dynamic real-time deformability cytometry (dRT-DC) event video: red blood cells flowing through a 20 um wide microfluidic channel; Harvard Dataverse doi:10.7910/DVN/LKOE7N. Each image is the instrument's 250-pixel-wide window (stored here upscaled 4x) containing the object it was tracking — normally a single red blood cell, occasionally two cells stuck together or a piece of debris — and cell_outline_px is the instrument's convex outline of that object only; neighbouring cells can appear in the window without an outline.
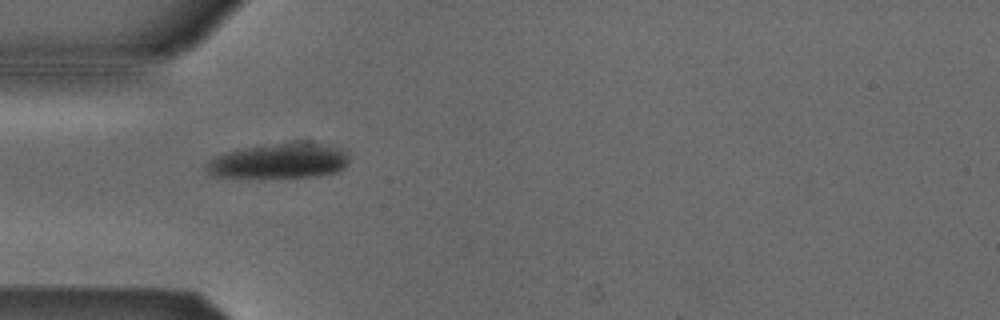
{"species": "Egyptian fruit bat (a non-hibernating species)", "species_latin": "Rousettus aegyptiacus", "temperature_condition": "cold", "stored_images_in_passage": 31, "camera_frame_rate_fps": 3000, "um_per_image_px": 0.085, "animal": {"sex": "male"}, "frame": {"image": 1, "passage_image": 1, "time_ms": 0.0, "image_size_px": [1000, 320], "cell_outline_px": [[348, 164], [344, 168], [336, 172], [320, 176], [280, 180], [236, 180], [208, 176], [204, 168], [204, 164], [208, 160], [224, 152], [240, 148], [260, 144], [296, 140], [308, 140], [328, 144], [344, 152], [348, 156]], "centroid_in_image_um": [23.61, 13.72], "position_along_channel_um": 61.4, "area_um2": 32.08}}
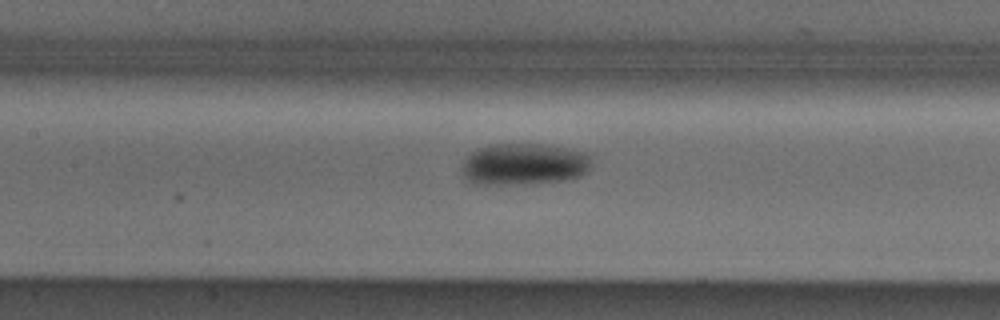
{"frame": {"image": 2, "passage_image": 9, "time_ms": 2.667, "image_size_px": [1000, 320], "cell_outline_px": [[592, 168], [588, 172], [580, 176], [564, 180], [524, 184], [476, 184], [468, 180], [464, 176], [460, 168], [464, 160], [476, 148], [496, 144], [552, 144], [592, 152]], "centroid_in_image_um": [44.63, 13.93], "position_along_channel_um": 162.8, "area_um2": 32.37}}
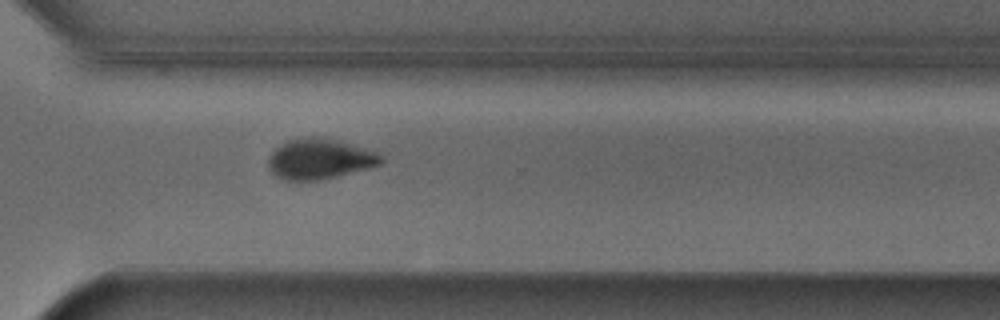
{"frame": {"image": 3, "passage_image": 23, "time_ms": 7.333, "image_size_px": [1000, 320], "cell_outline_px": [[384, 160], [380, 164], [368, 168], [336, 176], [316, 180], [284, 180], [276, 176], [268, 168], [268, 160], [272, 152], [276, 148], [288, 140], [308, 136], [312, 136], [340, 140], [380, 152], [384, 156]], "centroid_in_image_um": [27.21, 13.49], "position_along_channel_um": 343.4, "area_um2": 26.65}, "authors_computed_cell_mechanics": {"area_um2": 29.5936, "velocity_mm_per_s": 3.8741, "shape_relaxation_time_tau1_ms": 3.3467, "shape_relaxation_time_tau2_ms": null, "deformation_change_tau1": 0.1326, "deformation_change_tau2": null}}